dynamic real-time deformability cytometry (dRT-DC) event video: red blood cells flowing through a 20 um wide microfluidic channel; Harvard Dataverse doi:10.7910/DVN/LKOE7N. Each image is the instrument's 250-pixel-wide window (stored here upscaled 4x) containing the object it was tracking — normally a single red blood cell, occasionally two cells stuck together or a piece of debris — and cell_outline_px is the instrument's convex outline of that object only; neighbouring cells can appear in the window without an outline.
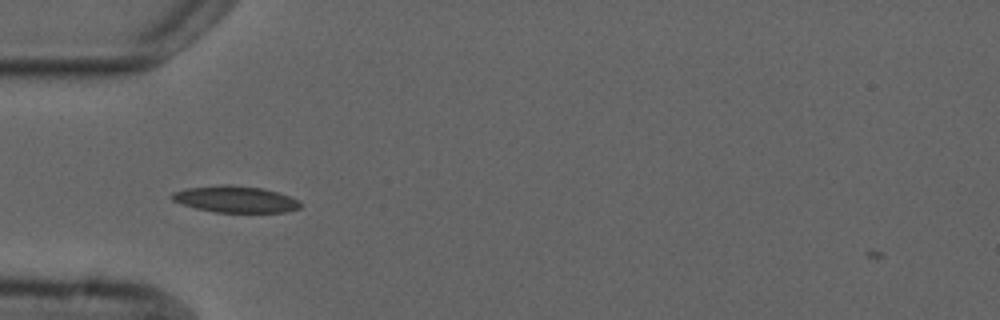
{"species": "common noctule bat (a hibernating species)", "species_latin": "Nyctalus noctula", "temperature_condition": "cold", "stored_images_in_passage": 5, "camera_frame_rate_fps": 3000, "um_per_image_px": 0.085, "animal": {"sex": "male", "forearm_length_mm": 52.5}, "frame": {"image": 1, "passage_image": 1, "time_ms": 0.0, "image_size_px": [1000, 320], "cell_outline_px": [[300, 208], [288, 212], [216, 212], [196, 208], [180, 204], [172, 200], [168, 196], [172, 192], [188, 188], [220, 184], [232, 184], [264, 188], [300, 200]], "centroid_in_image_um": [19.98, 16.92], "position_along_channel_um": 65.0, "area_um2": 20.06}}
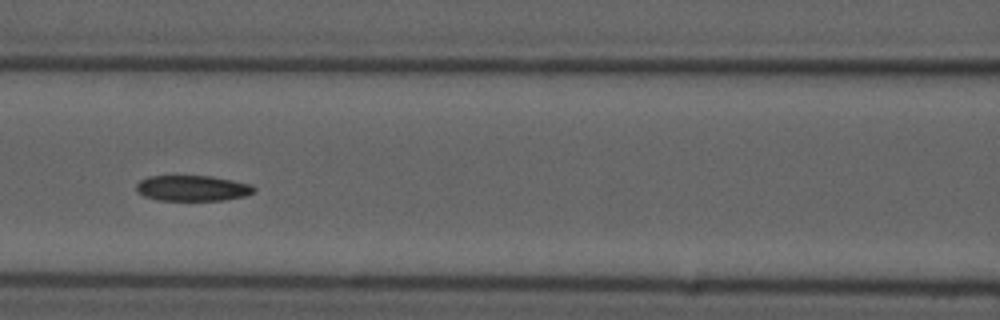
{"frame": {"image": 2, "passage_image": 3, "time_ms": 2.333, "image_size_px": [1000, 320], "cell_outline_px": [[256, 188], [252, 192], [244, 196], [224, 200], [156, 200], [144, 196], [136, 192], [136, 184], [140, 180], [148, 176], [212, 176], [252, 184]], "centroid_in_image_um": [16.33, 15.99], "position_along_channel_um": 150.3, "area_um2": 17.63}}
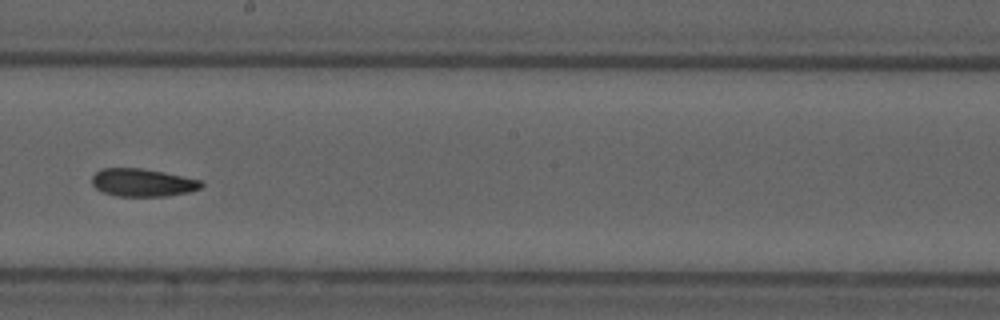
{"frame": {"image": 3, "passage_image": 5, "time_ms": 4.667, "image_size_px": [1000, 320], "cell_outline_px": [[204, 184], [200, 188], [188, 192], [168, 196], [116, 196], [104, 192], [96, 188], [92, 184], [92, 176], [100, 168], [144, 168], [204, 180]], "centroid_in_image_um": [12.15, 15.51], "position_along_channel_um": 236.1, "area_um2": 17.92}}